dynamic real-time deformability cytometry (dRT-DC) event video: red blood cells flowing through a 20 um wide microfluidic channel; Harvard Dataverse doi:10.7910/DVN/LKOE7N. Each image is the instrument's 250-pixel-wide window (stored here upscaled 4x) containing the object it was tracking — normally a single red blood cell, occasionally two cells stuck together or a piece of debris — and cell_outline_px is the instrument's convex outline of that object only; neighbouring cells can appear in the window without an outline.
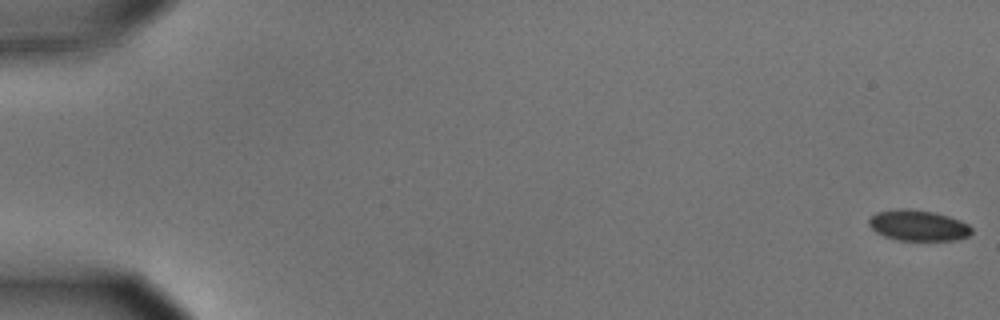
{"species": "common noctule bat (a hibernating species)", "species_latin": "Nyctalus noctula", "temperature_condition": "cold", "stored_images_in_passage": 5, "camera_frame_rate_fps": 3000, "um_per_image_px": 0.085, "animal": {"sex": "male", "body_mass_g": 15.6}, "frame": {"image": 1, "passage_image": 1, "time_ms": 0.0, "image_size_px": [1000, 320], "cell_outline_px": [[972, 232], [968, 236], [952, 240], [900, 240], [884, 236], [876, 232], [868, 224], [868, 220], [876, 212], [900, 208], [908, 208], [932, 212], [948, 216], [960, 220], [968, 224], [972, 228]], "centroid_in_image_um": [78.03, 19.15], "position_along_channel_um": 7.0, "area_um2": 18.32}}
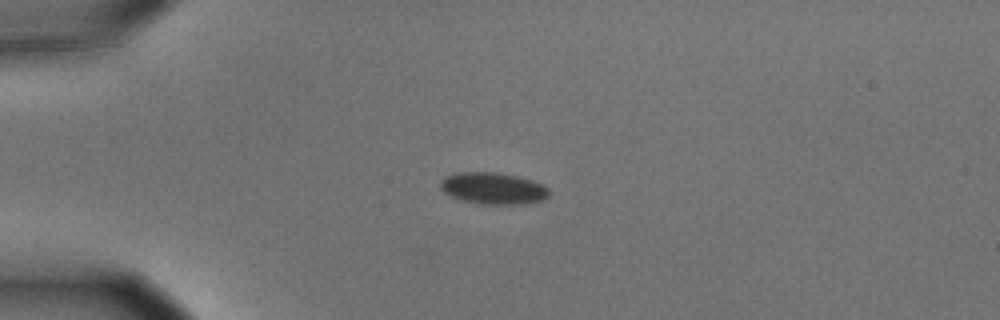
{"frame": {"image": 2, "passage_image": 5, "time_ms": 1.333, "image_size_px": [1000, 320], "cell_outline_px": [[548, 196], [544, 200], [524, 204], [480, 204], [460, 200], [444, 192], [440, 188], [440, 180], [444, 176], [456, 172], [496, 172], [516, 176], [532, 180], [544, 184], [548, 188]], "centroid_in_image_um": [41.9, 16.0], "position_along_channel_um": 43.1, "area_um2": 20.29}}